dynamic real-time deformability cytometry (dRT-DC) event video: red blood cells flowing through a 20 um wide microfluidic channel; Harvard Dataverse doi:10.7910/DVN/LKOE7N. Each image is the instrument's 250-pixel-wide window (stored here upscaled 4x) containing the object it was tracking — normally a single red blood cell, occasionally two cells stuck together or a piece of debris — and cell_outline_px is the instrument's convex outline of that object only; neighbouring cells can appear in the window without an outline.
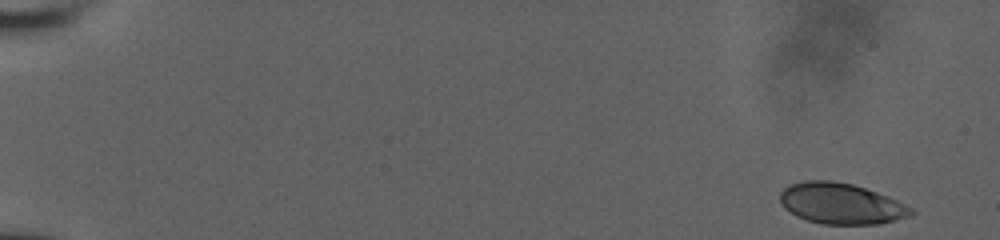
{"species": "human", "species_latin": "Homo sapiens", "temperature_condition": "room temperature", "stored_images_in_passage": 17, "camera_frame_rate_fps": 3000, "um_per_image_px": 0.085, "donor": {"sex": "male"}, "frame": {"image": 1, "passage_image": 1, "time_ms": 0.0, "image_size_px": [1000, 240], "cell_outline_px": [[916, 212], [912, 216], [880, 224], [824, 224], [808, 220], [796, 216], [784, 208], [780, 200], [780, 192], [788, 184], [804, 180], [832, 180], [852, 184], [888, 196], [912, 208]], "centroid_in_image_um": [71.48, 17.3], "position_along_channel_um": 13.5, "area_um2": 31.39}}
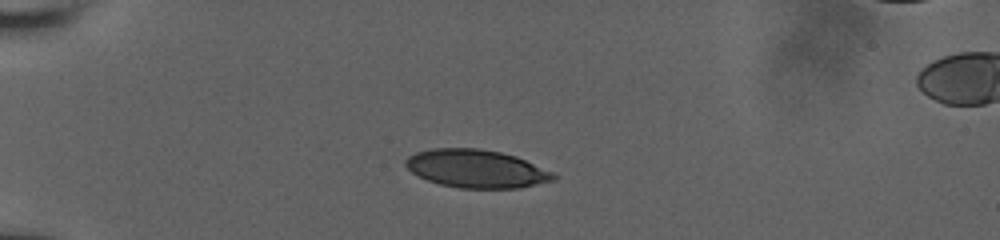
{"frame": {"image": 2, "passage_image": 12, "time_ms": 4.333, "image_size_px": [1000, 240], "cell_outline_px": [[556, 180], [520, 188], [460, 188], [440, 184], [428, 180], [412, 172], [404, 164], [404, 160], [408, 156], [416, 152], [432, 148], [480, 148], [500, 152], [516, 156], [552, 172], [556, 176]], "centroid_in_image_um": [40.48, 14.34], "position_along_channel_um": 44.5, "area_um2": 32.77}}
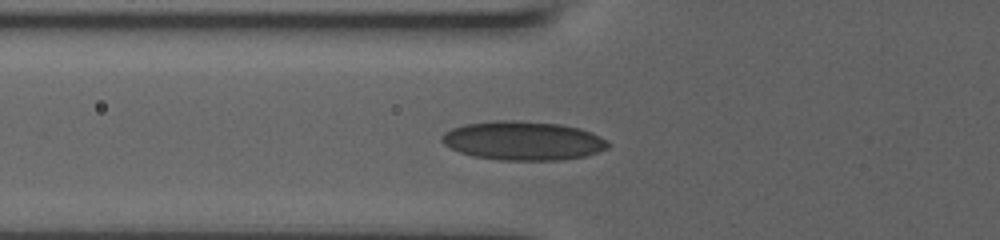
{"frame": {"image": 3, "passage_image": 17, "time_ms": 6.333, "image_size_px": [1000, 240], "cell_outline_px": [[608, 148], [584, 156], [564, 160], [500, 160], [476, 156], [460, 152], [444, 144], [440, 140], [440, 136], [444, 132], [452, 128], [464, 124], [496, 120], [512, 120], [560, 124], [580, 128], [592, 132], [608, 140]], "centroid_in_image_um": [44.46, 11.95], "position_along_channel_um": 81.3, "area_um2": 37.69}}